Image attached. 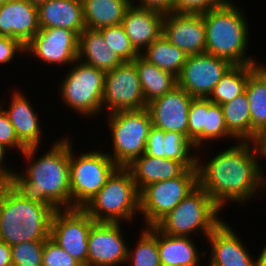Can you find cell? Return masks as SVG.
<instances>
[{
  "mask_svg": "<svg viewBox=\"0 0 266 266\" xmlns=\"http://www.w3.org/2000/svg\"><path fill=\"white\" fill-rule=\"evenodd\" d=\"M222 151L207 162L197 154L196 161L198 185L220 209L228 201L244 206L261 190L266 191V177L253 141H238Z\"/></svg>",
  "mask_w": 266,
  "mask_h": 266,
  "instance_id": "1",
  "label": "cell"
},
{
  "mask_svg": "<svg viewBox=\"0 0 266 266\" xmlns=\"http://www.w3.org/2000/svg\"><path fill=\"white\" fill-rule=\"evenodd\" d=\"M51 146L38 159L39 147L27 148L22 154L30 163L22 175L15 169L10 186L31 202L71 209L70 140L64 137Z\"/></svg>",
  "mask_w": 266,
  "mask_h": 266,
  "instance_id": "2",
  "label": "cell"
},
{
  "mask_svg": "<svg viewBox=\"0 0 266 266\" xmlns=\"http://www.w3.org/2000/svg\"><path fill=\"white\" fill-rule=\"evenodd\" d=\"M234 4L227 0L222 6L202 14L206 32L205 53L227 60L232 65L261 64L246 54L249 25L245 13Z\"/></svg>",
  "mask_w": 266,
  "mask_h": 266,
  "instance_id": "3",
  "label": "cell"
},
{
  "mask_svg": "<svg viewBox=\"0 0 266 266\" xmlns=\"http://www.w3.org/2000/svg\"><path fill=\"white\" fill-rule=\"evenodd\" d=\"M54 205L24 199L10 185L0 188V241L9 246L50 237Z\"/></svg>",
  "mask_w": 266,
  "mask_h": 266,
  "instance_id": "4",
  "label": "cell"
},
{
  "mask_svg": "<svg viewBox=\"0 0 266 266\" xmlns=\"http://www.w3.org/2000/svg\"><path fill=\"white\" fill-rule=\"evenodd\" d=\"M83 209L95 222L121 223L136 218L140 211V193L130 170L117 167Z\"/></svg>",
  "mask_w": 266,
  "mask_h": 266,
  "instance_id": "5",
  "label": "cell"
},
{
  "mask_svg": "<svg viewBox=\"0 0 266 266\" xmlns=\"http://www.w3.org/2000/svg\"><path fill=\"white\" fill-rule=\"evenodd\" d=\"M219 211L221 209L198 185L155 226L171 236L189 237L196 231L207 238L223 221Z\"/></svg>",
  "mask_w": 266,
  "mask_h": 266,
  "instance_id": "6",
  "label": "cell"
},
{
  "mask_svg": "<svg viewBox=\"0 0 266 266\" xmlns=\"http://www.w3.org/2000/svg\"><path fill=\"white\" fill-rule=\"evenodd\" d=\"M108 127L112 132V155L108 156L118 167L129 166L145 153V144L152 127L147 108L117 111L108 114Z\"/></svg>",
  "mask_w": 266,
  "mask_h": 266,
  "instance_id": "7",
  "label": "cell"
},
{
  "mask_svg": "<svg viewBox=\"0 0 266 266\" xmlns=\"http://www.w3.org/2000/svg\"><path fill=\"white\" fill-rule=\"evenodd\" d=\"M59 83L60 97L67 107L93 118L102 110L105 72L76 60Z\"/></svg>",
  "mask_w": 266,
  "mask_h": 266,
  "instance_id": "8",
  "label": "cell"
},
{
  "mask_svg": "<svg viewBox=\"0 0 266 266\" xmlns=\"http://www.w3.org/2000/svg\"><path fill=\"white\" fill-rule=\"evenodd\" d=\"M70 142L71 208H83L105 185L118 167L107 151L90 150L75 155Z\"/></svg>",
  "mask_w": 266,
  "mask_h": 266,
  "instance_id": "9",
  "label": "cell"
},
{
  "mask_svg": "<svg viewBox=\"0 0 266 266\" xmlns=\"http://www.w3.org/2000/svg\"><path fill=\"white\" fill-rule=\"evenodd\" d=\"M197 186V168H187L179 177L146 186L140 192L139 211L146 227L155 226Z\"/></svg>",
  "mask_w": 266,
  "mask_h": 266,
  "instance_id": "10",
  "label": "cell"
},
{
  "mask_svg": "<svg viewBox=\"0 0 266 266\" xmlns=\"http://www.w3.org/2000/svg\"><path fill=\"white\" fill-rule=\"evenodd\" d=\"M94 223L81 207L57 209L51 218L50 238L82 266H87L88 235Z\"/></svg>",
  "mask_w": 266,
  "mask_h": 266,
  "instance_id": "11",
  "label": "cell"
},
{
  "mask_svg": "<svg viewBox=\"0 0 266 266\" xmlns=\"http://www.w3.org/2000/svg\"><path fill=\"white\" fill-rule=\"evenodd\" d=\"M145 108L147 104L133 61H124L105 73L102 110L108 111L106 114Z\"/></svg>",
  "mask_w": 266,
  "mask_h": 266,
  "instance_id": "12",
  "label": "cell"
},
{
  "mask_svg": "<svg viewBox=\"0 0 266 266\" xmlns=\"http://www.w3.org/2000/svg\"><path fill=\"white\" fill-rule=\"evenodd\" d=\"M231 65L207 53L188 55L177 77V85L193 98H208Z\"/></svg>",
  "mask_w": 266,
  "mask_h": 266,
  "instance_id": "13",
  "label": "cell"
},
{
  "mask_svg": "<svg viewBox=\"0 0 266 266\" xmlns=\"http://www.w3.org/2000/svg\"><path fill=\"white\" fill-rule=\"evenodd\" d=\"M79 36L69 29L40 28L25 45V53L47 64L71 66L78 57Z\"/></svg>",
  "mask_w": 266,
  "mask_h": 266,
  "instance_id": "14",
  "label": "cell"
},
{
  "mask_svg": "<svg viewBox=\"0 0 266 266\" xmlns=\"http://www.w3.org/2000/svg\"><path fill=\"white\" fill-rule=\"evenodd\" d=\"M121 223L95 222L88 235L87 266H119L126 264L128 243Z\"/></svg>",
  "mask_w": 266,
  "mask_h": 266,
  "instance_id": "15",
  "label": "cell"
},
{
  "mask_svg": "<svg viewBox=\"0 0 266 266\" xmlns=\"http://www.w3.org/2000/svg\"><path fill=\"white\" fill-rule=\"evenodd\" d=\"M193 97L178 85L147 104L152 126L178 132L188 138V113Z\"/></svg>",
  "mask_w": 266,
  "mask_h": 266,
  "instance_id": "16",
  "label": "cell"
},
{
  "mask_svg": "<svg viewBox=\"0 0 266 266\" xmlns=\"http://www.w3.org/2000/svg\"><path fill=\"white\" fill-rule=\"evenodd\" d=\"M162 34L187 56L205 53L206 32L202 15L164 14Z\"/></svg>",
  "mask_w": 266,
  "mask_h": 266,
  "instance_id": "17",
  "label": "cell"
},
{
  "mask_svg": "<svg viewBox=\"0 0 266 266\" xmlns=\"http://www.w3.org/2000/svg\"><path fill=\"white\" fill-rule=\"evenodd\" d=\"M239 238L223 220L206 238L211 248L209 266H253L255 259Z\"/></svg>",
  "mask_w": 266,
  "mask_h": 266,
  "instance_id": "18",
  "label": "cell"
},
{
  "mask_svg": "<svg viewBox=\"0 0 266 266\" xmlns=\"http://www.w3.org/2000/svg\"><path fill=\"white\" fill-rule=\"evenodd\" d=\"M40 30L37 6L27 0L0 4V35L18 39L24 46Z\"/></svg>",
  "mask_w": 266,
  "mask_h": 266,
  "instance_id": "19",
  "label": "cell"
},
{
  "mask_svg": "<svg viewBox=\"0 0 266 266\" xmlns=\"http://www.w3.org/2000/svg\"><path fill=\"white\" fill-rule=\"evenodd\" d=\"M195 149L185 135L178 132H165L154 126L151 127L145 144L146 155L173 159L181 162L186 168H197V152L192 153Z\"/></svg>",
  "mask_w": 266,
  "mask_h": 266,
  "instance_id": "20",
  "label": "cell"
},
{
  "mask_svg": "<svg viewBox=\"0 0 266 266\" xmlns=\"http://www.w3.org/2000/svg\"><path fill=\"white\" fill-rule=\"evenodd\" d=\"M163 16L161 12L132 4L125 11L121 25L139 54L162 35Z\"/></svg>",
  "mask_w": 266,
  "mask_h": 266,
  "instance_id": "21",
  "label": "cell"
},
{
  "mask_svg": "<svg viewBox=\"0 0 266 266\" xmlns=\"http://www.w3.org/2000/svg\"><path fill=\"white\" fill-rule=\"evenodd\" d=\"M15 91V92H14ZM21 90L13 89L9 107L0 106L8 115L19 141L26 147H39L41 144L42 128L39 118L31 101Z\"/></svg>",
  "mask_w": 266,
  "mask_h": 266,
  "instance_id": "22",
  "label": "cell"
},
{
  "mask_svg": "<svg viewBox=\"0 0 266 266\" xmlns=\"http://www.w3.org/2000/svg\"><path fill=\"white\" fill-rule=\"evenodd\" d=\"M40 28H60L78 36L86 28L82 0H48L37 6Z\"/></svg>",
  "mask_w": 266,
  "mask_h": 266,
  "instance_id": "23",
  "label": "cell"
},
{
  "mask_svg": "<svg viewBox=\"0 0 266 266\" xmlns=\"http://www.w3.org/2000/svg\"><path fill=\"white\" fill-rule=\"evenodd\" d=\"M127 168L133 176L139 193L152 183L179 177L187 169L179 161L148 156L145 153L136 158Z\"/></svg>",
  "mask_w": 266,
  "mask_h": 266,
  "instance_id": "24",
  "label": "cell"
},
{
  "mask_svg": "<svg viewBox=\"0 0 266 266\" xmlns=\"http://www.w3.org/2000/svg\"><path fill=\"white\" fill-rule=\"evenodd\" d=\"M77 59L105 73L124 62L111 50L99 29L87 27L79 34Z\"/></svg>",
  "mask_w": 266,
  "mask_h": 266,
  "instance_id": "25",
  "label": "cell"
},
{
  "mask_svg": "<svg viewBox=\"0 0 266 266\" xmlns=\"http://www.w3.org/2000/svg\"><path fill=\"white\" fill-rule=\"evenodd\" d=\"M191 238V236L167 235L157 228L161 266H198L201 255Z\"/></svg>",
  "mask_w": 266,
  "mask_h": 266,
  "instance_id": "26",
  "label": "cell"
},
{
  "mask_svg": "<svg viewBox=\"0 0 266 266\" xmlns=\"http://www.w3.org/2000/svg\"><path fill=\"white\" fill-rule=\"evenodd\" d=\"M133 62L136 66L146 104L162 97L177 86L176 76L149 63L140 55Z\"/></svg>",
  "mask_w": 266,
  "mask_h": 266,
  "instance_id": "27",
  "label": "cell"
},
{
  "mask_svg": "<svg viewBox=\"0 0 266 266\" xmlns=\"http://www.w3.org/2000/svg\"><path fill=\"white\" fill-rule=\"evenodd\" d=\"M85 25L100 29L121 24L130 0H82Z\"/></svg>",
  "mask_w": 266,
  "mask_h": 266,
  "instance_id": "28",
  "label": "cell"
},
{
  "mask_svg": "<svg viewBox=\"0 0 266 266\" xmlns=\"http://www.w3.org/2000/svg\"><path fill=\"white\" fill-rule=\"evenodd\" d=\"M245 93L250 104L251 141L266 128V64H261L248 78Z\"/></svg>",
  "mask_w": 266,
  "mask_h": 266,
  "instance_id": "29",
  "label": "cell"
},
{
  "mask_svg": "<svg viewBox=\"0 0 266 266\" xmlns=\"http://www.w3.org/2000/svg\"><path fill=\"white\" fill-rule=\"evenodd\" d=\"M261 64L231 65L208 97L215 104H225L245 92L249 76Z\"/></svg>",
  "mask_w": 266,
  "mask_h": 266,
  "instance_id": "30",
  "label": "cell"
},
{
  "mask_svg": "<svg viewBox=\"0 0 266 266\" xmlns=\"http://www.w3.org/2000/svg\"><path fill=\"white\" fill-rule=\"evenodd\" d=\"M140 56L176 77L180 75L187 58V55L176 45L170 43L163 34L146 47Z\"/></svg>",
  "mask_w": 266,
  "mask_h": 266,
  "instance_id": "31",
  "label": "cell"
},
{
  "mask_svg": "<svg viewBox=\"0 0 266 266\" xmlns=\"http://www.w3.org/2000/svg\"><path fill=\"white\" fill-rule=\"evenodd\" d=\"M221 107L226 128L236 138V141H251L250 104L246 93L221 104Z\"/></svg>",
  "mask_w": 266,
  "mask_h": 266,
  "instance_id": "32",
  "label": "cell"
},
{
  "mask_svg": "<svg viewBox=\"0 0 266 266\" xmlns=\"http://www.w3.org/2000/svg\"><path fill=\"white\" fill-rule=\"evenodd\" d=\"M134 250L128 247L126 263L132 266H161L157 244V227H145Z\"/></svg>",
  "mask_w": 266,
  "mask_h": 266,
  "instance_id": "33",
  "label": "cell"
},
{
  "mask_svg": "<svg viewBox=\"0 0 266 266\" xmlns=\"http://www.w3.org/2000/svg\"><path fill=\"white\" fill-rule=\"evenodd\" d=\"M227 138L236 139L226 128L221 105L204 98L203 146L206 142ZM205 142V143H204Z\"/></svg>",
  "mask_w": 266,
  "mask_h": 266,
  "instance_id": "34",
  "label": "cell"
},
{
  "mask_svg": "<svg viewBox=\"0 0 266 266\" xmlns=\"http://www.w3.org/2000/svg\"><path fill=\"white\" fill-rule=\"evenodd\" d=\"M105 42L123 61H133L140 54L134 49L121 24L99 29Z\"/></svg>",
  "mask_w": 266,
  "mask_h": 266,
  "instance_id": "35",
  "label": "cell"
},
{
  "mask_svg": "<svg viewBox=\"0 0 266 266\" xmlns=\"http://www.w3.org/2000/svg\"><path fill=\"white\" fill-rule=\"evenodd\" d=\"M44 241H28L11 246L13 266H42Z\"/></svg>",
  "mask_w": 266,
  "mask_h": 266,
  "instance_id": "36",
  "label": "cell"
},
{
  "mask_svg": "<svg viewBox=\"0 0 266 266\" xmlns=\"http://www.w3.org/2000/svg\"><path fill=\"white\" fill-rule=\"evenodd\" d=\"M204 98H193L188 113V139L196 151L203 147Z\"/></svg>",
  "mask_w": 266,
  "mask_h": 266,
  "instance_id": "37",
  "label": "cell"
},
{
  "mask_svg": "<svg viewBox=\"0 0 266 266\" xmlns=\"http://www.w3.org/2000/svg\"><path fill=\"white\" fill-rule=\"evenodd\" d=\"M42 266H82L50 237L44 241Z\"/></svg>",
  "mask_w": 266,
  "mask_h": 266,
  "instance_id": "38",
  "label": "cell"
},
{
  "mask_svg": "<svg viewBox=\"0 0 266 266\" xmlns=\"http://www.w3.org/2000/svg\"><path fill=\"white\" fill-rule=\"evenodd\" d=\"M227 0H175L174 13L202 15L222 6Z\"/></svg>",
  "mask_w": 266,
  "mask_h": 266,
  "instance_id": "39",
  "label": "cell"
},
{
  "mask_svg": "<svg viewBox=\"0 0 266 266\" xmlns=\"http://www.w3.org/2000/svg\"><path fill=\"white\" fill-rule=\"evenodd\" d=\"M0 143L11 150H19L22 153L27 149L18 139L14 126L11 124L8 115L0 106Z\"/></svg>",
  "mask_w": 266,
  "mask_h": 266,
  "instance_id": "40",
  "label": "cell"
},
{
  "mask_svg": "<svg viewBox=\"0 0 266 266\" xmlns=\"http://www.w3.org/2000/svg\"><path fill=\"white\" fill-rule=\"evenodd\" d=\"M20 52V53H19ZM25 46L16 38L0 35V65L8 64L15 54H24Z\"/></svg>",
  "mask_w": 266,
  "mask_h": 266,
  "instance_id": "41",
  "label": "cell"
},
{
  "mask_svg": "<svg viewBox=\"0 0 266 266\" xmlns=\"http://www.w3.org/2000/svg\"><path fill=\"white\" fill-rule=\"evenodd\" d=\"M136 7L155 10L163 14L174 13L175 0H130ZM137 3H134L136 2Z\"/></svg>",
  "mask_w": 266,
  "mask_h": 266,
  "instance_id": "42",
  "label": "cell"
},
{
  "mask_svg": "<svg viewBox=\"0 0 266 266\" xmlns=\"http://www.w3.org/2000/svg\"><path fill=\"white\" fill-rule=\"evenodd\" d=\"M6 152H8V149L0 143V188L11 184L15 172V169L13 170L11 167H7L6 164H3L6 161L5 155L8 154Z\"/></svg>",
  "mask_w": 266,
  "mask_h": 266,
  "instance_id": "43",
  "label": "cell"
},
{
  "mask_svg": "<svg viewBox=\"0 0 266 266\" xmlns=\"http://www.w3.org/2000/svg\"><path fill=\"white\" fill-rule=\"evenodd\" d=\"M253 142L259 159L261 157L262 159L266 160V128L261 130L256 135V138L253 140Z\"/></svg>",
  "mask_w": 266,
  "mask_h": 266,
  "instance_id": "44",
  "label": "cell"
},
{
  "mask_svg": "<svg viewBox=\"0 0 266 266\" xmlns=\"http://www.w3.org/2000/svg\"><path fill=\"white\" fill-rule=\"evenodd\" d=\"M0 266H13L11 256V246L0 241Z\"/></svg>",
  "mask_w": 266,
  "mask_h": 266,
  "instance_id": "45",
  "label": "cell"
},
{
  "mask_svg": "<svg viewBox=\"0 0 266 266\" xmlns=\"http://www.w3.org/2000/svg\"><path fill=\"white\" fill-rule=\"evenodd\" d=\"M261 250L257 259L254 260L253 266H266V245Z\"/></svg>",
  "mask_w": 266,
  "mask_h": 266,
  "instance_id": "46",
  "label": "cell"
},
{
  "mask_svg": "<svg viewBox=\"0 0 266 266\" xmlns=\"http://www.w3.org/2000/svg\"><path fill=\"white\" fill-rule=\"evenodd\" d=\"M28 2H30L31 4L38 6L44 2H47L48 0H27Z\"/></svg>",
  "mask_w": 266,
  "mask_h": 266,
  "instance_id": "47",
  "label": "cell"
},
{
  "mask_svg": "<svg viewBox=\"0 0 266 266\" xmlns=\"http://www.w3.org/2000/svg\"><path fill=\"white\" fill-rule=\"evenodd\" d=\"M6 1H8V0H0V4H3V3H5Z\"/></svg>",
  "mask_w": 266,
  "mask_h": 266,
  "instance_id": "48",
  "label": "cell"
}]
</instances>
